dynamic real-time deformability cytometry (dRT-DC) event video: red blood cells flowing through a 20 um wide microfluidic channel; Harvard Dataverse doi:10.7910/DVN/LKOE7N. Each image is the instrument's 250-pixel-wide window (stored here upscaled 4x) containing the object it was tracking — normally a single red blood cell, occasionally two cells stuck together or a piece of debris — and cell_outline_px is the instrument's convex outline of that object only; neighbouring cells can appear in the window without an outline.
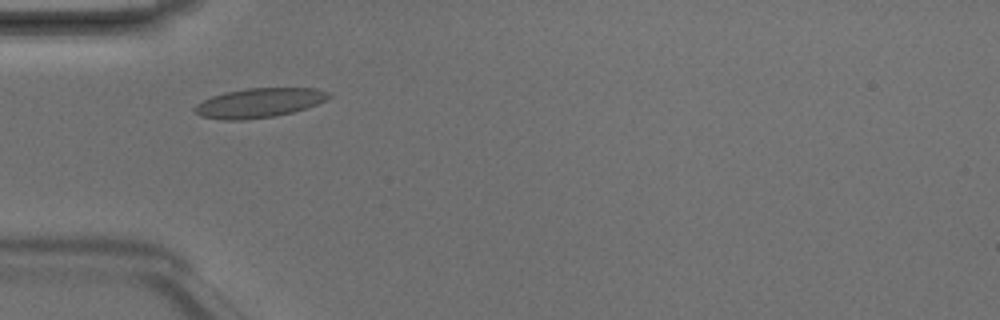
{"species": "Egyptian fruit bat (a non-hibernating species)", "species_latin": "Rousettus aegyptiacus", "temperature_condition": "room temperature", "stored_images_in_passage": 6, "camera_frame_rate_fps": 3000, "um_per_image_px": 0.085, "animal": {"sex": "male"}, "frame": {"image": 1, "passage_image": 3, "time_ms": 0.667, "image_size_px": [1000, 320], "cell_outline_px": [[332, 96], [308, 108], [276, 116], [244, 120], [220, 120], [200, 116], [192, 108], [196, 104], [212, 96], [224, 92], [248, 88], [316, 88], [332, 92]], "centroid_in_image_um": [22.03, 8.74], "position_along_channel_um": 63.0, "area_um2": 23.18}}